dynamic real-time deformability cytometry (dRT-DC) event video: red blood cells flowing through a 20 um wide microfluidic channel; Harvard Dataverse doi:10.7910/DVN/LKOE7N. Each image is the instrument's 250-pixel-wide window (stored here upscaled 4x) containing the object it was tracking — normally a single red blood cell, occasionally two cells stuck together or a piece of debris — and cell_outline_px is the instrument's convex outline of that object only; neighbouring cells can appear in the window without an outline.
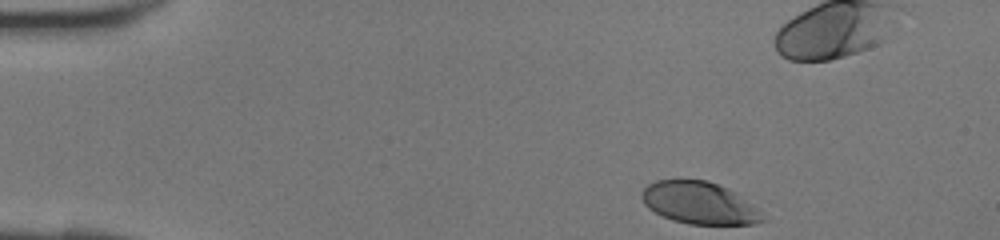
{"species": "human", "species_latin": "Homo sapiens", "temperature_condition": "room temperature", "stored_images_in_passage": 32, "camera_frame_rate_fps": 3000, "um_per_image_px": 0.085, "donor": {"sex": "female"}, "frame": {"image": 1, "passage_image": 1, "time_ms": 0.0, "image_size_px": [1000, 240], "cell_outline_px": [[768, 220], [756, 224], [688, 224], [672, 220], [648, 208], [644, 204], [640, 196], [640, 192], [648, 184], [656, 180], [708, 180], [728, 188], [736, 192], [760, 208]], "centroid_in_image_um": [59.5, 17.26], "position_along_channel_um": 25.5, "area_um2": 30.17}}
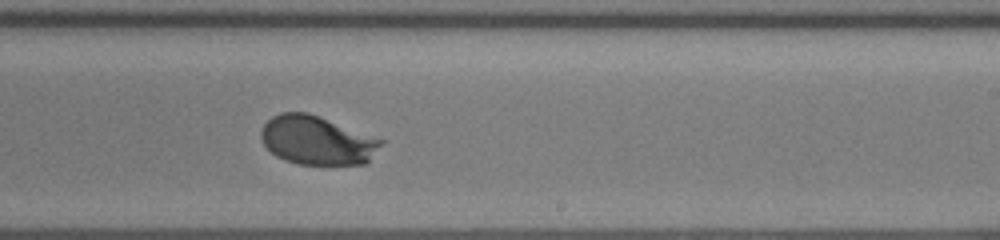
{"frame": {"image": 2, "passage_image": 21, "time_ms": 6.667, "image_size_px": [1000, 240], "cell_outline_px": [[388, 140], [368, 164], [296, 164], [284, 160], [276, 156], [264, 144], [260, 136], [260, 132], [264, 124], [272, 116], [280, 112], [308, 112]], "centroid_in_image_um": [27.03, 11.93], "position_along_channel_um": 262.0, "area_um2": 34.8}}
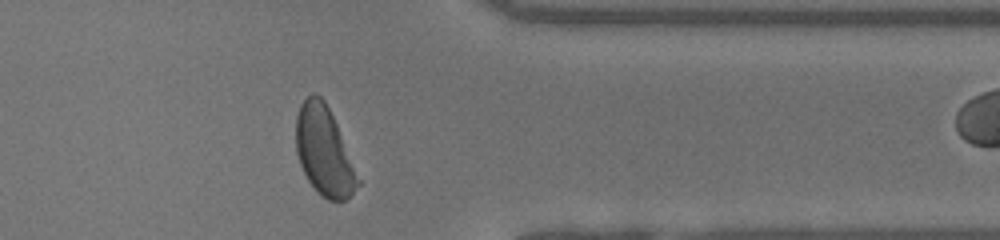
{"frame": {"image": 3, "passage_image": 29, "time_ms": 9.333, "image_size_px": [1000, 240], "cell_outline_px": [[360, 184], [344, 200], [328, 200], [320, 196], [316, 192], [308, 180], [300, 164], [296, 152], [296, 116], [300, 104], [312, 92], [316, 92], [324, 100], [336, 124], [360, 180]], "centroid_in_image_um": [27.51, 12.84], "position_along_channel_um": 383.9, "area_um2": 31.67}}